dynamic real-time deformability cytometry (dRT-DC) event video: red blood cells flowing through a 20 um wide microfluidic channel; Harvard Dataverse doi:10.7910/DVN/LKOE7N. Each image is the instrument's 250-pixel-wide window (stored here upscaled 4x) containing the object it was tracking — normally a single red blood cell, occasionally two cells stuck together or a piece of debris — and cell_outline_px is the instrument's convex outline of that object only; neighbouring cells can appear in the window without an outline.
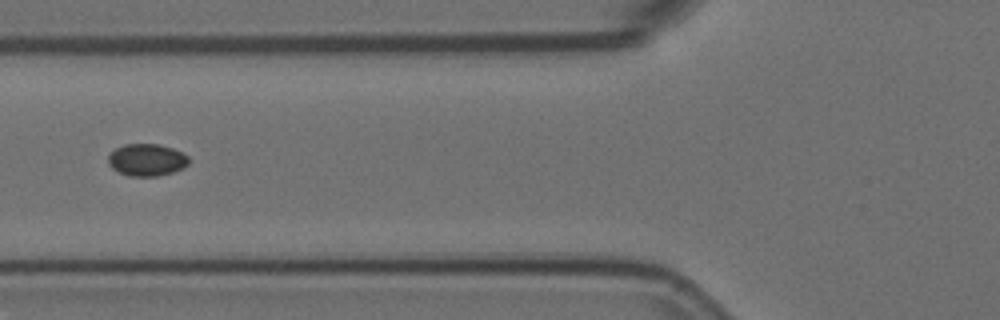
{"species": "Egyptian fruit bat (a non-hibernating species)", "species_latin": "Rousettus aegyptiacus", "temperature_condition": "room temperature", "stored_images_in_passage": 7, "camera_frame_rate_fps": 3000, "um_per_image_px": 0.085, "animal": {"sex": "female"}, "frame": {"image": 1, "passage_image": 7, "time_ms": 2.0, "image_size_px": [1000, 320], "cell_outline_px": [[188, 164], [184, 168], [172, 172], [156, 176], [128, 176], [112, 168], [108, 164], [108, 156], [116, 148], [124, 144], [156, 144], [172, 148], [188, 156]], "centroid_in_image_um": [12.46, 13.59], "position_along_channel_um": 113.3, "area_um2": 14.97}}